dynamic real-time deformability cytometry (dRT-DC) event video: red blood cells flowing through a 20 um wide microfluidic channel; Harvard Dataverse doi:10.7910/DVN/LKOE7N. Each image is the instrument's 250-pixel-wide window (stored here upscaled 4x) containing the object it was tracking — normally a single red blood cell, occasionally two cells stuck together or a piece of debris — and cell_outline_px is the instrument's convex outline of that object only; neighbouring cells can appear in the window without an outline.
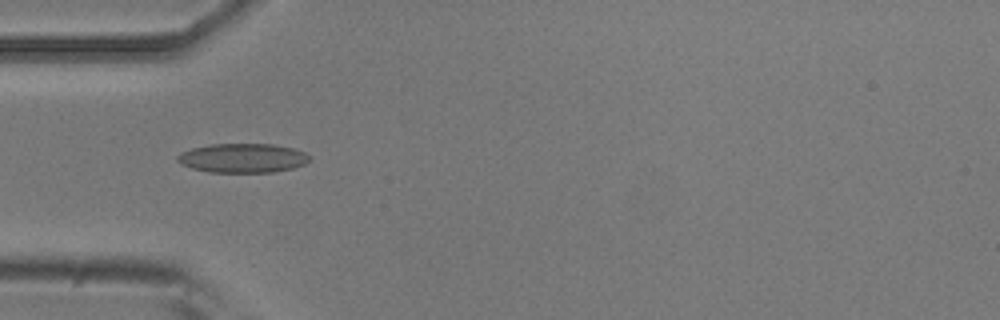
{"species": "common noctule bat (a hibernating species)", "species_latin": "Nyctalus noctula", "temperature_condition": "room temperature", "stored_images_in_passage": 5, "camera_frame_rate_fps": 3000, "um_per_image_px": 0.085, "animal": {"sex": "male", "body_mass_g": 20.5, "forearm_length_mm": 52.5}, "frame": {"image": 1, "passage_image": 2, "time_ms": 0.333, "image_size_px": [1000, 320], "cell_outline_px": [[312, 160], [304, 164], [292, 168], [272, 172], [208, 172], [192, 168], [180, 164], [176, 160], [176, 156], [180, 152], [192, 148], [208, 144], [272, 144], [292, 148], [304, 152]], "centroid_in_image_um": [20.58, 13.43], "position_along_channel_um": 64.4, "area_um2": 22.54}}
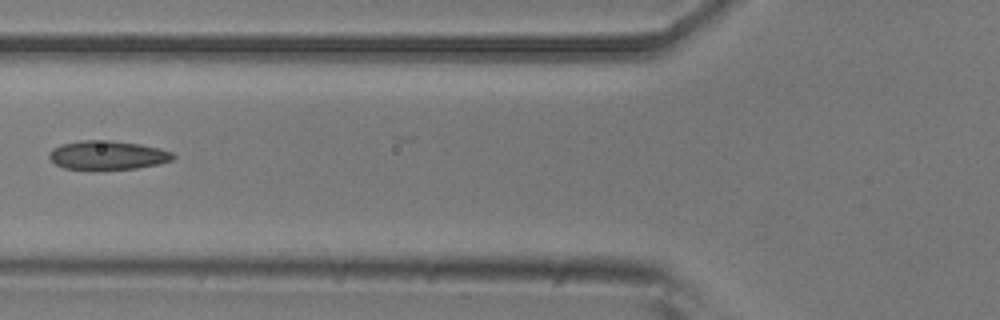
{"frame": {"image": 2, "passage_image": 3, "time_ms": 0.667, "image_size_px": [1000, 320], "cell_outline_px": [[176, 156], [172, 160], [160, 164], [136, 168], [92, 172], [64, 168], [56, 164], [48, 156], [48, 152], [52, 148], [60, 144], [80, 140], [108, 140], [140, 144], [160, 148], [172, 152]], "centroid_in_image_um": [9.11, 13.22], "position_along_channel_um": 116.7, "area_um2": 21.68}}
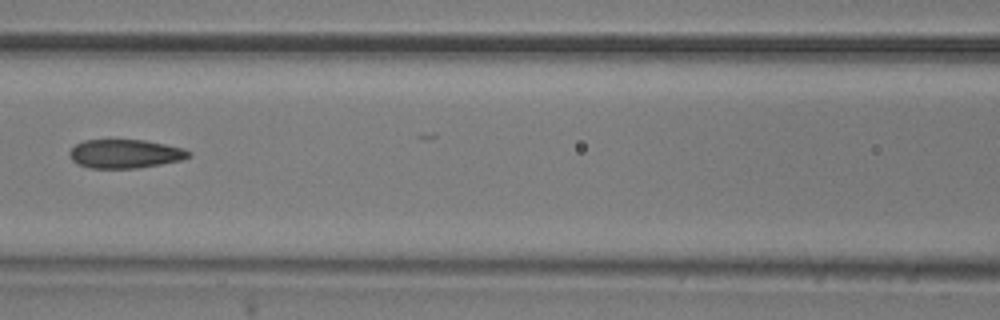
{"frame": {"image": 3, "passage_image": 4, "time_ms": 1.0, "image_size_px": [1000, 320], "cell_outline_px": [[192, 156], [180, 160], [160, 164], [136, 168], [92, 168], [76, 164], [72, 160], [68, 152], [76, 144], [84, 140], [144, 140], [184, 148], [192, 152]], "centroid_in_image_um": [10.63, 13.07], "position_along_channel_um": 156.0, "area_um2": 19.94}}